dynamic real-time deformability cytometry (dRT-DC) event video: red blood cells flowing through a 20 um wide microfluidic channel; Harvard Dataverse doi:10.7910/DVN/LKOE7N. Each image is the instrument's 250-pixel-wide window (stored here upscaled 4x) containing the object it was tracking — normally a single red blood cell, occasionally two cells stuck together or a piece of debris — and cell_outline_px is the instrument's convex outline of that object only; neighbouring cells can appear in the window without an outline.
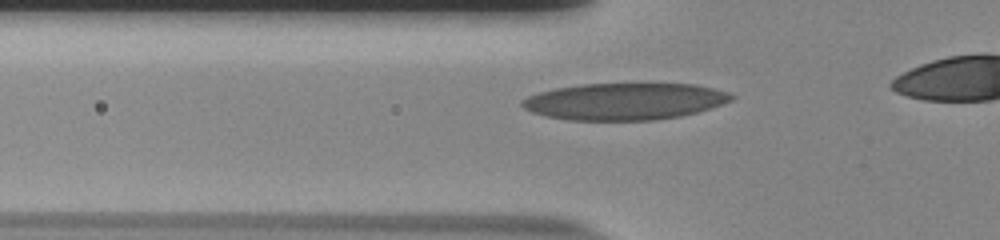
{"species": "human", "species_latin": "Homo sapiens", "temperature_condition": "room temperature", "stored_images_in_passage": 34, "camera_frame_rate_fps": 3000, "um_per_image_px": 0.085, "donor": {"sex": "male"}, "frame": {"image": 1, "passage_image": 5, "time_ms": 1.333, "image_size_px": [1000, 240], "cell_outline_px": [[736, 96], [732, 100], [712, 108], [680, 116], [652, 120], [568, 120], [544, 116], [532, 112], [524, 108], [520, 104], [520, 100], [528, 96], [540, 92], [556, 88], [580, 84], [696, 84], [728, 92]], "centroid_in_image_um": [53.08, 8.62], "position_along_channel_um": 72.7, "area_um2": 44.91}}
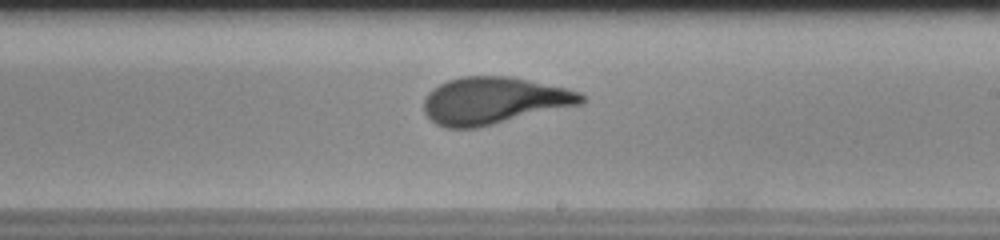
{"frame": {"image": 2, "passage_image": 19, "time_ms": 6.0, "image_size_px": [1000, 240], "cell_outline_px": [[588, 100], [584, 104], [476, 128], [448, 128], [436, 124], [424, 112], [424, 100], [428, 92], [432, 88], [448, 80], [460, 76], [508, 76], [568, 88], [580, 92]], "centroid_in_image_um": [42.01, 8.55], "position_along_channel_um": 247.0, "area_um2": 43.41}}
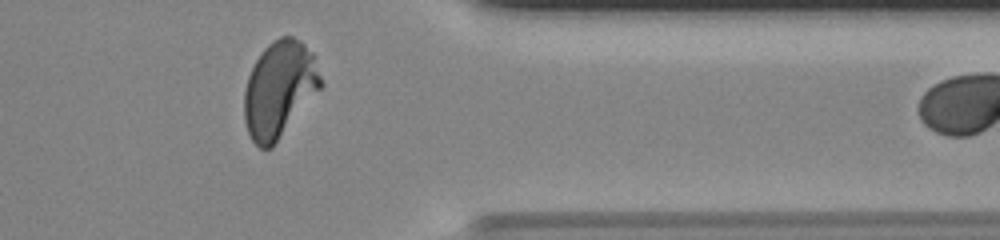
{"frame": {"image": 3, "passage_image": 31, "time_ms": 10.0, "image_size_px": [1000, 240], "cell_outline_px": [[324, 84], [272, 148], [260, 148], [252, 140], [248, 132], [244, 120], [244, 92], [248, 76], [256, 60], [264, 48], [272, 40], [280, 36], [292, 36], [300, 40], [312, 52]], "centroid_in_image_um": [23.74, 7.58], "position_along_channel_um": 387.7, "area_um2": 42.89}}